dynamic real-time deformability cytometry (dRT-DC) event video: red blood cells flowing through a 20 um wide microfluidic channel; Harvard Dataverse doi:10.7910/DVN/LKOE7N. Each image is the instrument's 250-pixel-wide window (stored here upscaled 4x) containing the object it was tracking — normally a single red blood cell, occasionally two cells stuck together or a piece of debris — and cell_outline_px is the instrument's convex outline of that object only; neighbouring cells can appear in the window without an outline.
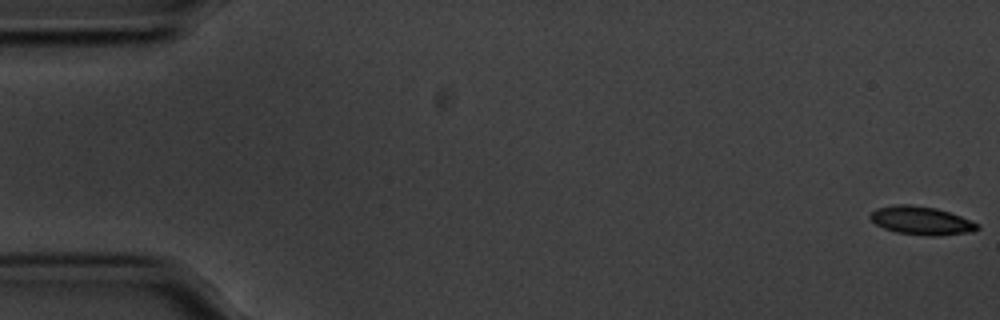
{"species": "common noctule bat (a hibernating species)", "species_latin": "Nyctalus noctula", "temperature_condition": "cold", "stored_images_in_passage": 17, "camera_frame_rate_fps": 3000, "um_per_image_px": 0.085, "animal": {"sex": "male", "body_mass_g": 20.1, "forearm_length_mm": 53.5}, "frame": {"image": 1, "passage_image": 1, "time_ms": 0.0, "image_size_px": [1000, 320], "cell_outline_px": [[980, 228], [972, 232], [932, 236], [928, 236], [896, 232], [884, 228], [876, 224], [868, 216], [876, 208], [896, 204], [908, 204], [936, 208], [960, 216], [980, 224]], "centroid_in_image_um": [78.31, 18.75], "position_along_channel_um": 6.7, "area_um2": 17.63}}
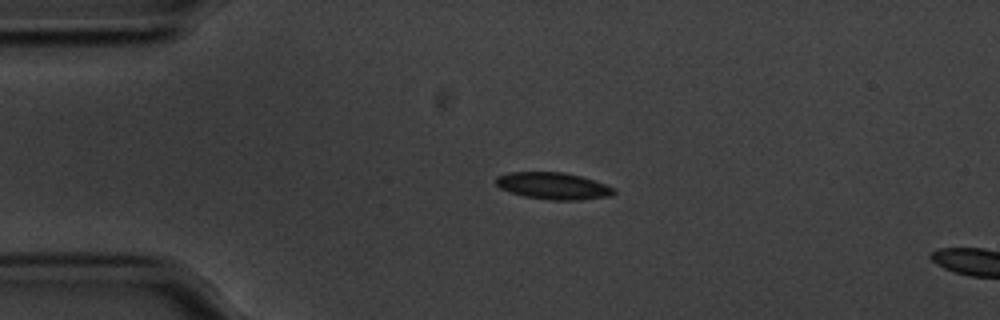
{"frame": {"image": 2, "passage_image": 13, "time_ms": 4.0, "image_size_px": [1000, 320], "cell_outline_px": [[616, 192], [612, 196], [580, 200], [552, 200], [524, 196], [500, 188], [496, 184], [496, 176], [508, 172], [564, 172], [580, 176], [604, 184], [612, 188]], "centroid_in_image_um": [47.01, 15.8], "position_along_channel_um": 38.0, "area_um2": 18.32}}